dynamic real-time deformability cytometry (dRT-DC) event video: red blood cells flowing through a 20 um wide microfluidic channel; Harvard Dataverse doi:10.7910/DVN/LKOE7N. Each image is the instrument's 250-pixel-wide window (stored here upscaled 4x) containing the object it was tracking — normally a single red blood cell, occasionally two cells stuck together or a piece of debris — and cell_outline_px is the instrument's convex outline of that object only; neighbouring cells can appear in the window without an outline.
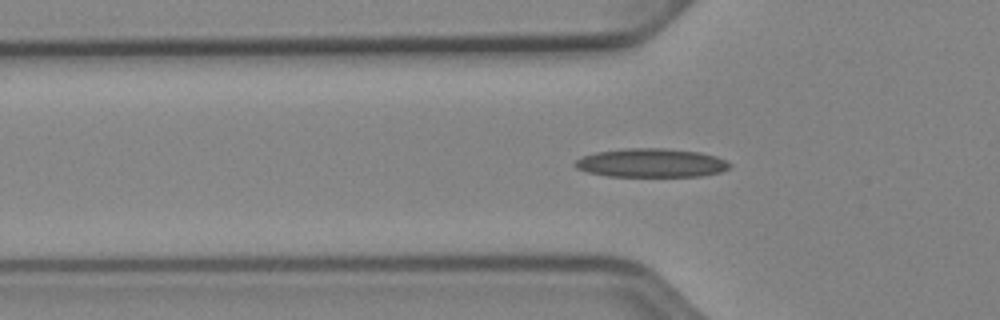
{"species": "Egyptian fruit bat (a non-hibernating species)", "species_latin": "Rousettus aegyptiacus", "temperature_condition": "cold", "stored_images_in_passage": 39, "camera_frame_rate_fps": 3000, "um_per_image_px": 0.085, "animal": {"sex": "female"}, "frame": {"image": 1, "passage_image": 4, "time_ms": 1.0, "image_size_px": [1000, 320], "cell_outline_px": [[732, 164], [728, 168], [720, 172], [704, 176], [608, 176], [588, 172], [576, 168], [572, 164], [576, 160], [584, 156], [596, 152], [624, 148], [664, 148], [700, 152], [716, 156]], "centroid_in_image_um": [55.35, 13.84], "position_along_channel_um": 70.4, "area_um2": 25.89}}
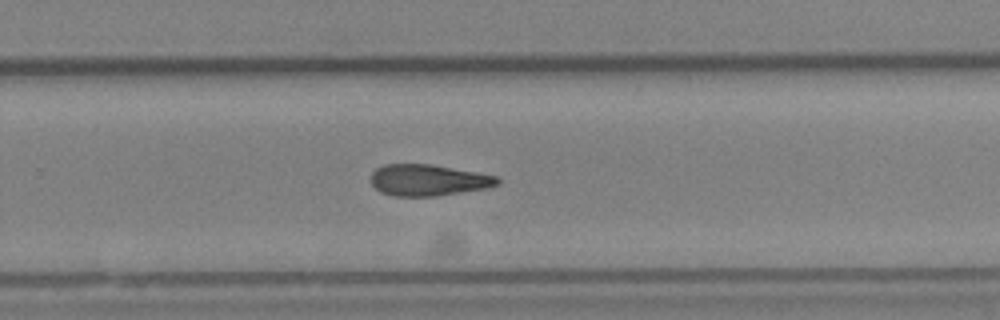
{"frame": {"image": 2, "passage_image": 21, "time_ms": 6.667, "image_size_px": [1000, 320], "cell_outline_px": [[500, 184], [488, 188], [432, 196], [396, 196], [380, 192], [368, 180], [372, 172], [376, 168], [384, 164], [428, 164], [500, 176]], "centroid_in_image_um": [36.39, 15.3], "position_along_channel_um": 293.4, "area_um2": 23.18}}
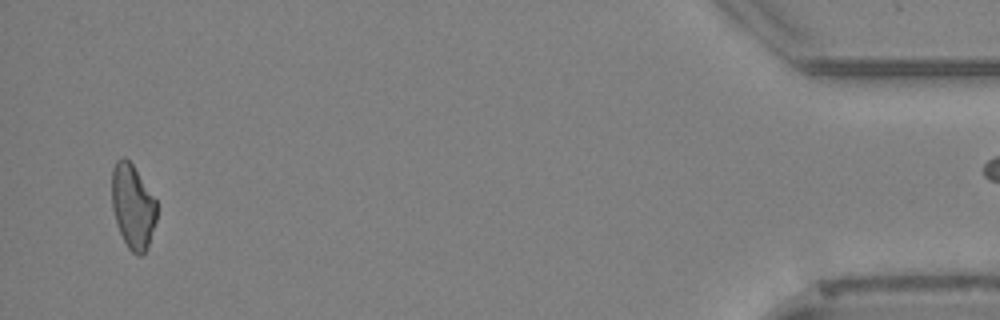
{"frame": {"image": 3, "passage_image": 37, "time_ms": 12.0, "image_size_px": [1000, 320], "cell_outline_px": [[156, 220], [148, 244], [144, 252], [140, 256], [136, 256], [128, 248], [120, 232], [112, 208], [112, 168], [116, 160], [124, 156], [132, 164], [156, 200]], "centroid_in_image_um": [11.27, 17.53], "position_along_channel_um": 423.9, "area_um2": 21.79}}